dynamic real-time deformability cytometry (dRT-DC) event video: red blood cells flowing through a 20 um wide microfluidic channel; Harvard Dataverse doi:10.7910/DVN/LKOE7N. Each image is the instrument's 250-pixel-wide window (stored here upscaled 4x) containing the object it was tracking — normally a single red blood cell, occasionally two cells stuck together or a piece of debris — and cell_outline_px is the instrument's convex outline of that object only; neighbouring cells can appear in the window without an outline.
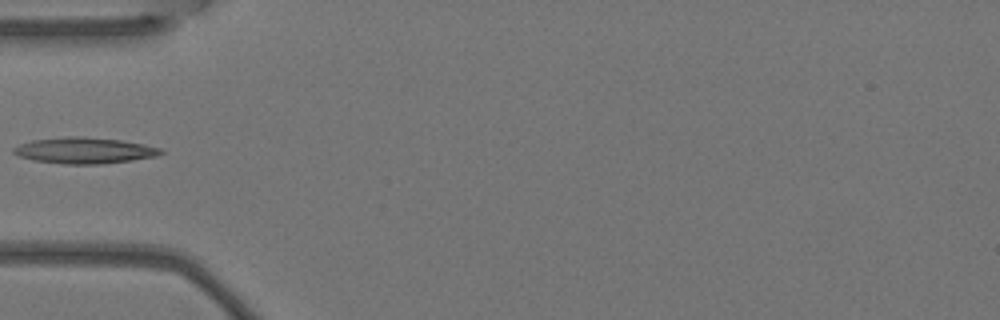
{"species": "Egyptian fruit bat (a non-hibernating species)", "species_latin": "Rousettus aegyptiacus", "temperature_condition": "warm", "stored_images_in_passage": 3, "camera_frame_rate_fps": 3000, "um_per_image_px": 0.085, "animal": {"sex": "female"}, "frame": {"image": 1, "passage_image": 3, "time_ms": 0.667, "image_size_px": [1000, 320], "cell_outline_px": [[164, 152], [156, 156], [132, 160], [100, 164], [64, 164], [32, 160], [16, 156], [12, 152], [12, 148], [20, 144], [32, 140], [68, 136], [80, 136], [120, 140], [144, 144], [160, 148]], "centroid_in_image_um": [7.12, 12.79], "position_along_channel_um": 77.9, "area_um2": 22.43}}